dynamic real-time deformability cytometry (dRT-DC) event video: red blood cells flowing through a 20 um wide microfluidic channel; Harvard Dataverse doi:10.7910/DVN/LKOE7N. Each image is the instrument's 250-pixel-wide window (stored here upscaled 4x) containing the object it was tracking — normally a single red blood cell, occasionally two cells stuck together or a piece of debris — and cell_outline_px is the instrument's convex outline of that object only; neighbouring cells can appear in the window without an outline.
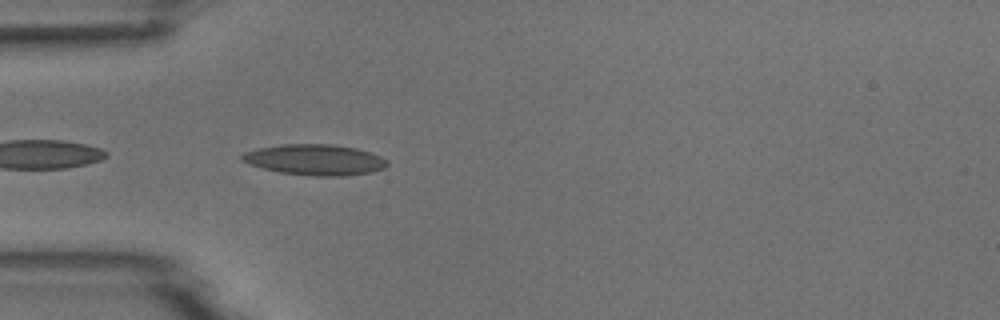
{"species": "common noctule bat (a hibernating species)", "species_latin": "Nyctalus noctula", "temperature_condition": "room temperature", "stored_images_in_passage": 3, "camera_frame_rate_fps": 3000, "um_per_image_px": 0.085, "animal": {"sex": "male", "body_mass_g": 18.8}, "frame": {"image": 1, "passage_image": 3, "time_ms": 2.333, "image_size_px": [1000, 320], "cell_outline_px": [[388, 164], [384, 168], [372, 172], [344, 176], [316, 176], [280, 172], [248, 164], [240, 160], [240, 156], [244, 152], [260, 148], [280, 144], [332, 144], [356, 148], [380, 156], [388, 160]], "centroid_in_image_um": [26.77, 13.58], "position_along_channel_um": 58.2, "area_um2": 26.01}}